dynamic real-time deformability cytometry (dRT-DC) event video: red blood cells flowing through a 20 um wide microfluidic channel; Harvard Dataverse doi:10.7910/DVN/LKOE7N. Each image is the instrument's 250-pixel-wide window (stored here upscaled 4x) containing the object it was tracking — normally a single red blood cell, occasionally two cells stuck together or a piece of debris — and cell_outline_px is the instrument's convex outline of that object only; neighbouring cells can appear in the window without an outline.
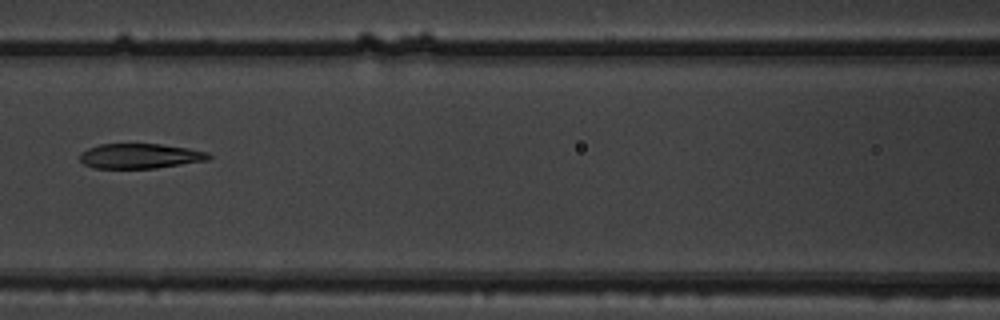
{"species": "common noctule bat (a hibernating species)", "species_latin": "Nyctalus noctula", "temperature_condition": "warm", "stored_images_in_passage": 4, "camera_frame_rate_fps": 3000, "um_per_image_px": 0.085, "animal": {"sex": "male", "body_mass_g": 19.5, "forearm_length_mm": 54.6}, "frame": {"image": 1, "passage_image": 3, "time_ms": 0.667, "image_size_px": [1000, 320], "cell_outline_px": [[212, 156], [208, 160], [156, 168], [92, 168], [84, 164], [80, 160], [80, 152], [88, 148], [100, 144], [160, 144], [188, 148], [208, 152]], "centroid_in_image_um": [11.89, 13.26], "position_along_channel_um": 154.7, "area_um2": 18.73}}
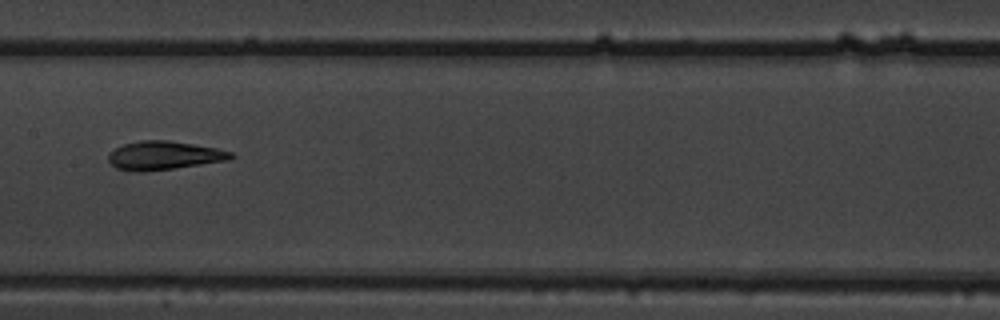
{"frame": {"image": 2, "passage_image": 4, "time_ms": 1.0, "image_size_px": [1000, 320], "cell_outline_px": [[236, 156], [228, 160], [144, 172], [136, 172], [116, 168], [108, 160], [108, 152], [124, 144], [140, 140], [168, 140], [216, 148], [232, 152]], "centroid_in_image_um": [13.91, 13.21], "position_along_channel_um": 193.5, "area_um2": 20.29}}